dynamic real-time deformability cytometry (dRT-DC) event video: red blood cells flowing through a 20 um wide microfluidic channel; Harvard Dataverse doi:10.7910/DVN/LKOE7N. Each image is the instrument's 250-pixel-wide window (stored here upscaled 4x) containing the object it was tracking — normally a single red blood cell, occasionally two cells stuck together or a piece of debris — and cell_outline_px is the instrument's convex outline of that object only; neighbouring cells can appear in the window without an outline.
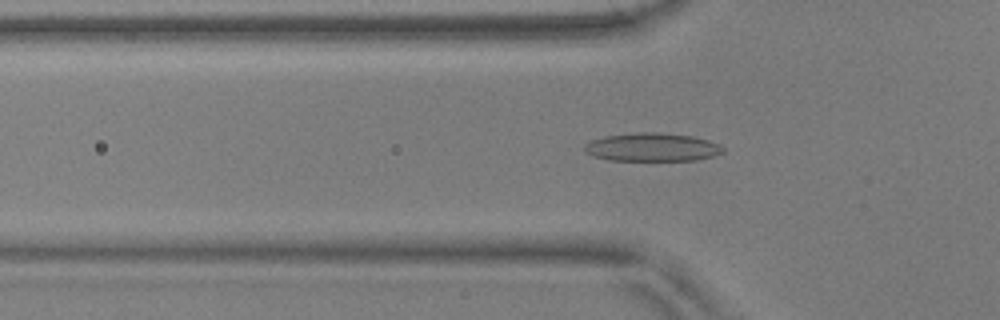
{"species": "common noctule bat (a hibernating species)", "species_latin": "Nyctalus noctula", "temperature_condition": "warm", "stored_images_in_passage": 55, "camera_frame_rate_fps": 3000, "um_per_image_px": 0.085, "animal": {"sex": "male", "body_mass_g": 17.9, "forearm_length_mm": 54.2}, "frame": {"image": 1, "passage_image": 18, "time_ms": 5.667, "image_size_px": [1000, 320], "cell_outline_px": [[724, 152], [712, 156], [696, 160], [608, 160], [592, 156], [584, 152], [584, 144], [592, 140], [604, 136], [644, 132], [652, 132], [692, 136], [708, 140], [720, 144], [724, 148]], "centroid_in_image_um": [55.41, 12.52], "position_along_channel_um": 70.4, "area_um2": 22.77}}
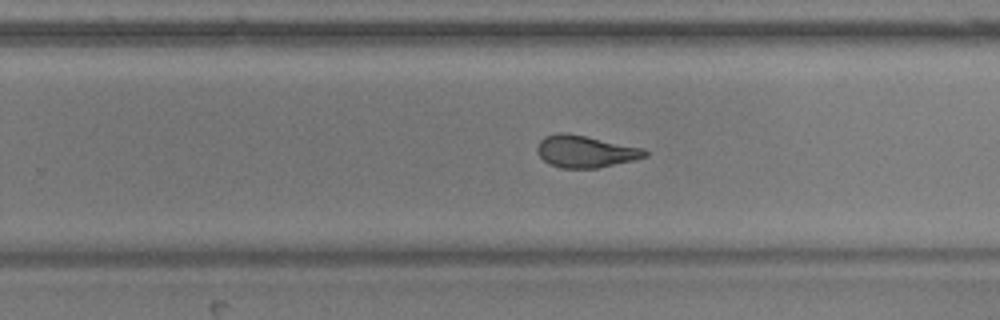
{"frame": {"image": 2, "passage_image": 35, "time_ms": 11.333, "image_size_px": [1000, 320], "cell_outline_px": [[648, 156], [632, 160], [596, 168], [560, 168], [548, 164], [536, 152], [536, 148], [540, 140], [544, 136], [556, 132], [568, 132], [644, 148], [648, 152]], "centroid_in_image_um": [49.72, 12.86], "position_along_channel_um": 280.1, "area_um2": 20.29}}
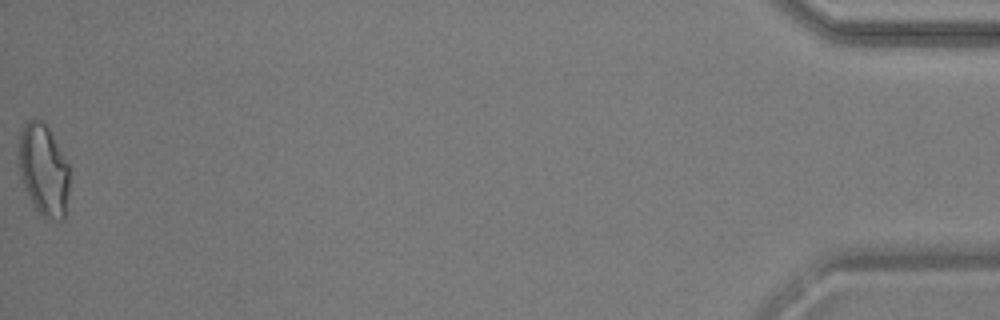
{"frame": {"image": 3, "passage_image": 55, "time_ms": 18.0, "image_size_px": [1000, 320], "cell_outline_px": [[68, 192], [64, 220], [48, 220], [36, 208], [28, 196], [20, 176], [20, 132], [24, 124], [32, 116], [36, 116], [44, 120], [68, 164]], "centroid_in_image_um": [3.7, 14.41], "position_along_channel_um": 431.5, "area_um2": 26.93}, "authors_computed_cell_mechanics": {"area_um2": 20.808, "velocity_mm_per_s": 3.6847, "shape_relaxation_time_tau1_ms": 7.5564, "shape_relaxation_time_tau2_ms": 1.3231, "deformation_change_tau1": 0.2374, "deformation_change_tau2": 0.093}}